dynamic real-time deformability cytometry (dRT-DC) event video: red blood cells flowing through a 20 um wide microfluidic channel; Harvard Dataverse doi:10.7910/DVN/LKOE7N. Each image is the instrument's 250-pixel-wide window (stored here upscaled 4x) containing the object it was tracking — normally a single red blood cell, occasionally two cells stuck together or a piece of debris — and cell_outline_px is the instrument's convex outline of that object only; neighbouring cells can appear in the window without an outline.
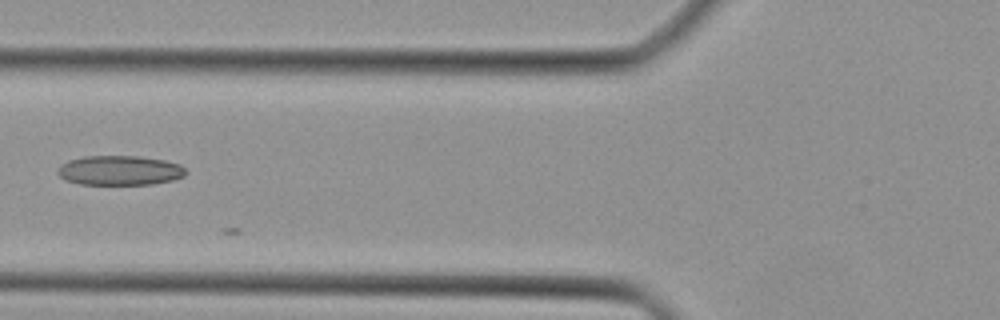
{"species": "Egyptian fruit bat (a non-hibernating species)", "species_latin": "Rousettus aegyptiacus", "temperature_condition": "cold", "stored_images_in_passage": 13, "camera_frame_rate_fps": 3000, "um_per_image_px": 0.085, "animal": {"sex": "female"}, "frame": {"image": 1, "passage_image": 10, "time_ms": 3.0, "image_size_px": [1000, 320], "cell_outline_px": [[188, 172], [184, 176], [172, 180], [152, 184], [80, 184], [64, 180], [56, 172], [60, 164], [68, 160], [84, 156], [136, 156], [164, 160], [180, 164]], "centroid_in_image_um": [10.15, 14.48], "position_along_channel_um": 115.6, "area_um2": 22.2}}
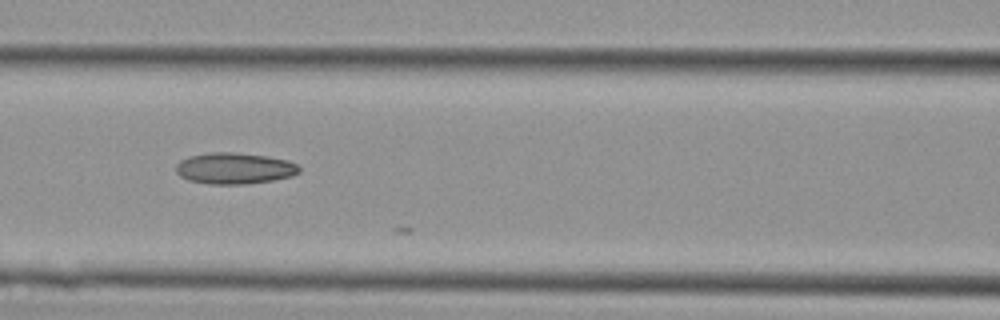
{"frame": {"image": 2, "passage_image": 12, "time_ms": 3.667, "image_size_px": [1000, 320], "cell_outline_px": [[300, 172], [292, 176], [272, 180], [244, 184], [208, 184], [188, 180], [180, 176], [176, 172], [176, 164], [180, 160], [192, 156], [212, 152], [232, 152], [268, 156], [288, 160], [296, 164], [300, 168]], "centroid_in_image_um": [19.93, 14.31], "position_along_channel_um": 146.7, "area_um2": 22.43}}